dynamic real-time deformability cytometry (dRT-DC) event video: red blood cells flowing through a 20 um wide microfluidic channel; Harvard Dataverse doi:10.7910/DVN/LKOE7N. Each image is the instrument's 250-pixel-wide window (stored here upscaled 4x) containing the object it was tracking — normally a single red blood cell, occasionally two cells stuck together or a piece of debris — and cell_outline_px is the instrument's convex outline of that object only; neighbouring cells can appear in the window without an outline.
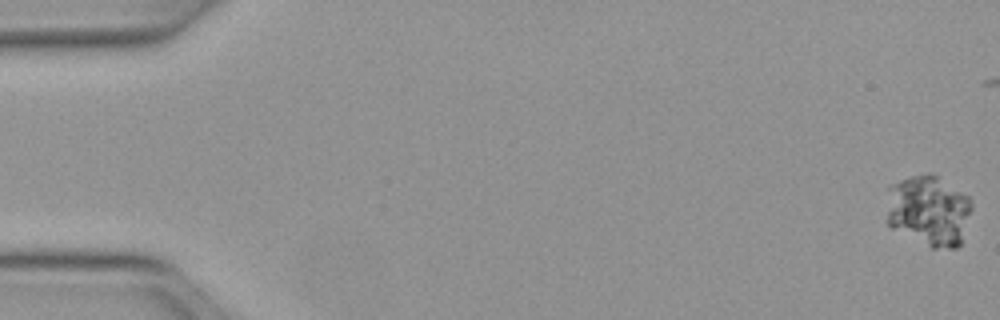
{"species": "Egyptian fruit bat (a non-hibernating species)", "species_latin": "Rousettus aegyptiacus", "temperature_condition": "warm", "stored_images_in_passage": 19, "camera_frame_rate_fps": 3000, "um_per_image_px": 0.085, "animal": {"sex": "female"}, "frame": {"image": 1, "passage_image": 1, "time_ms": 0.0, "image_size_px": [1000, 320], "cell_outline_px": [[972, 208], [960, 244], [956, 248], [932, 248], [892, 228], [888, 224], [888, 184], [924, 172], [932, 172], [968, 196], [972, 200]], "centroid_in_image_um": [78.95, 17.87], "position_along_channel_um": 6.0, "area_um2": 35.2}}
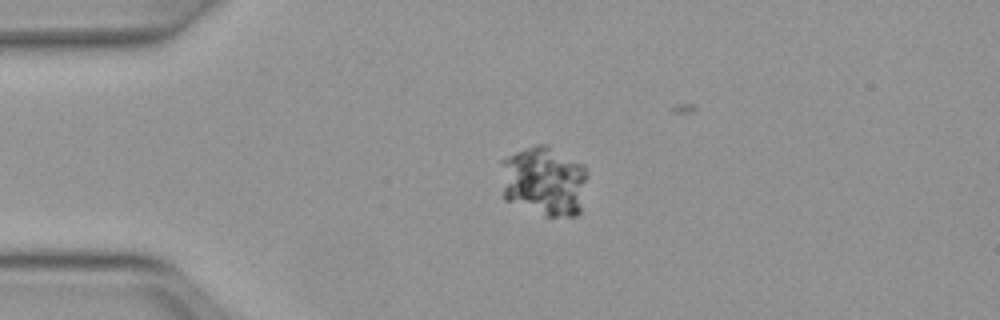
{"frame": {"image": 2, "passage_image": 13, "time_ms": 4.0, "image_size_px": [1000, 320], "cell_outline_px": [[588, 176], [580, 212], [576, 216], [548, 216], [504, 200], [500, 164], [500, 160], [516, 152], [536, 144], [548, 144], [584, 164], [588, 172]], "centroid_in_image_um": [46.27, 15.37], "position_along_channel_um": 38.7, "area_um2": 35.66}}
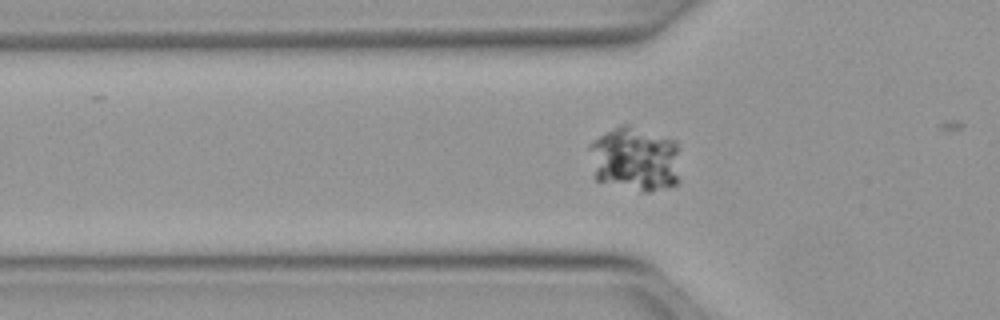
{"frame": {"image": 3, "passage_image": 18, "time_ms": 5.667, "image_size_px": [1000, 320], "cell_outline_px": [[680, 180], [676, 184], [668, 188], [652, 192], [640, 192], [596, 180], [588, 148], [588, 144], [600, 136], [620, 124], [632, 124], [676, 140], [680, 148]], "centroid_in_image_um": [54.05, 13.51], "position_along_channel_um": 71.8, "area_um2": 35.43}}